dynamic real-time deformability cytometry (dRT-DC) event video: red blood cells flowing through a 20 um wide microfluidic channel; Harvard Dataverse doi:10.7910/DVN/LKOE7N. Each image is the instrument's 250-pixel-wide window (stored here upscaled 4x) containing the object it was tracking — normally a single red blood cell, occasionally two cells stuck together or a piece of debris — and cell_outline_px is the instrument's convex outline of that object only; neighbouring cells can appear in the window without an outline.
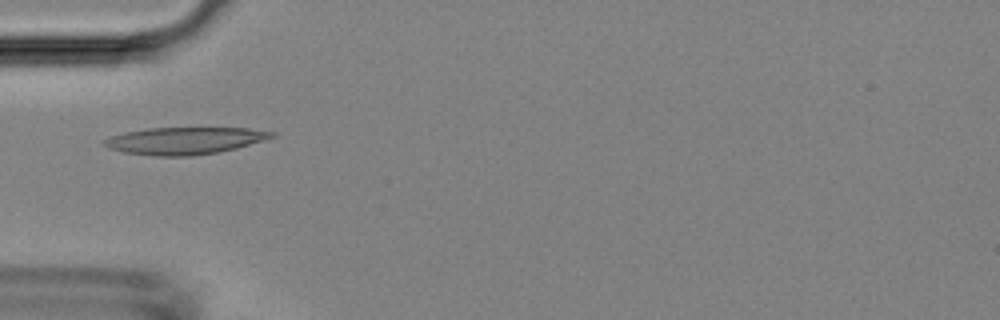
{"species": "Egyptian fruit bat (a non-hibernating species)", "species_latin": "Rousettus aegyptiacus", "temperature_condition": "room temperature", "stored_images_in_passage": 1, "camera_frame_rate_fps": 3000, "um_per_image_px": 0.085, "animal": {"sex": "female"}, "frame": {"image": 1, "passage_image": 1, "time_ms": 0.0, "image_size_px": [1000, 320], "cell_outline_px": [[276, 136], [236, 148], [216, 152], [192, 156], [152, 156], [124, 152], [108, 148], [100, 144], [104, 140], [112, 136], [124, 132], [148, 128], [248, 128], [276, 132]], "centroid_in_image_um": [15.66, 11.96], "position_along_channel_um": 69.3, "area_um2": 26.41}}